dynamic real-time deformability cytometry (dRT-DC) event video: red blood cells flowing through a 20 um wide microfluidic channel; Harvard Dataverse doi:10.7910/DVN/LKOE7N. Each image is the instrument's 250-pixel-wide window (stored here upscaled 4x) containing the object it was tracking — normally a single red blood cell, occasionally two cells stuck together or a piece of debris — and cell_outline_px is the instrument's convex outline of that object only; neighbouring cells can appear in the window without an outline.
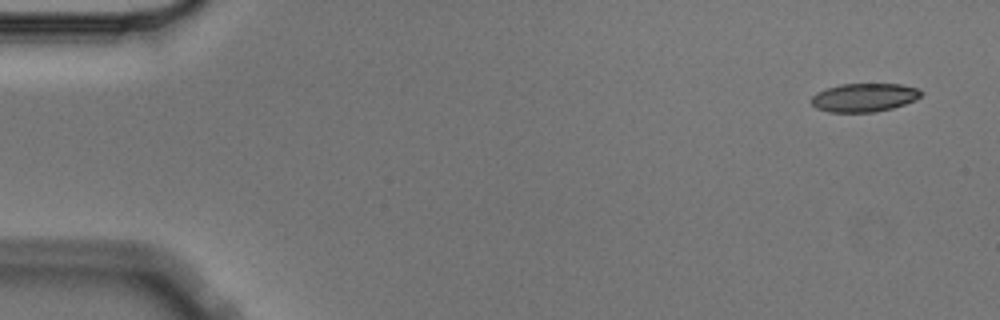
{"species": "Egyptian fruit bat (a non-hibernating species)", "species_latin": "Rousettus aegyptiacus", "temperature_condition": "cold", "stored_images_in_passage": 4, "segment_of_instrument_passage": [1, 2], "camera_frame_rate_fps": 3000, "um_per_image_px": 0.085, "animal": {"sex": "male"}, "frame": {"image": 1, "passage_image": 1, "time_ms": 0.0, "image_size_px": [1000, 320], "cell_outline_px": [[924, 92], [916, 100], [892, 108], [872, 112], [828, 112], [816, 108], [812, 104], [812, 96], [816, 92], [840, 84], [900, 84], [920, 88]], "centroid_in_image_um": [73.48, 8.28], "position_along_channel_um": 11.5, "area_um2": 18.26}}